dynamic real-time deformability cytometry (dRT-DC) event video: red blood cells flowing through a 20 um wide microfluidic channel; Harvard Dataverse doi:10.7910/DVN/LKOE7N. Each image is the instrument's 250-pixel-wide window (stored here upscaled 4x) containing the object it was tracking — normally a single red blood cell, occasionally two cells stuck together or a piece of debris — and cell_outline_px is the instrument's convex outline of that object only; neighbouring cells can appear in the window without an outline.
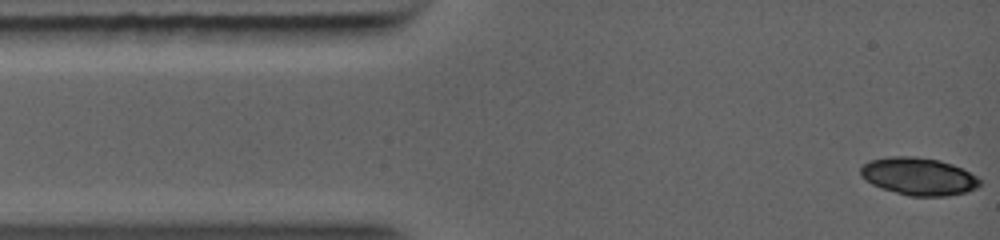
{"species": "common noctule bat (a hibernating species)", "species_latin": "Nyctalus noctula", "temperature_condition": "warm", "stored_images_in_passage": 9, "camera_frame_rate_fps": 5000, "um_per_image_px": 0.085, "animal": {"sex": "female", "body_mass_g": 19.0, "forearm_length_mm": 56.7}, "frame": {"image": 1, "passage_image": 1, "time_ms": 0.0, "image_size_px": [1000, 240], "cell_outline_px": [[980, 184], [964, 192], [940, 196], [916, 196], [884, 188], [868, 180], [860, 172], [860, 168], [864, 164], [872, 160], [936, 160], [960, 168], [968, 172], [980, 180]], "centroid_in_image_um": [78.13, 15.05], "position_along_channel_um": 6.9, "area_um2": 23.52}}
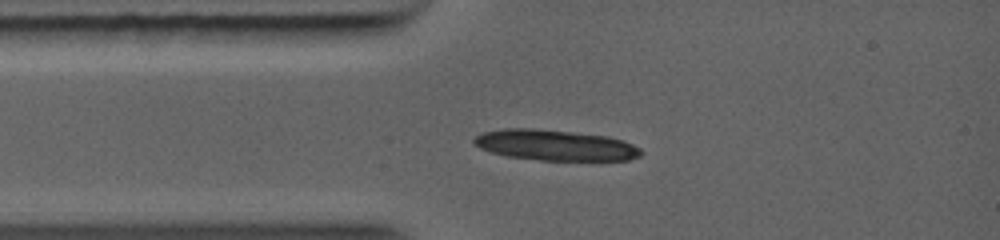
{"frame": {"image": 2, "passage_image": 9, "time_ms": 2.0, "image_size_px": [1000, 240], "cell_outline_px": [[640, 152], [636, 156], [624, 160], [544, 160], [512, 156], [496, 152], [484, 148], [476, 144], [476, 136], [484, 132], [504, 128], [528, 128], [604, 136], [620, 140], [636, 148]], "centroid_in_image_um": [47.15, 12.33], "position_along_channel_um": 37.9, "area_um2": 28.26}}